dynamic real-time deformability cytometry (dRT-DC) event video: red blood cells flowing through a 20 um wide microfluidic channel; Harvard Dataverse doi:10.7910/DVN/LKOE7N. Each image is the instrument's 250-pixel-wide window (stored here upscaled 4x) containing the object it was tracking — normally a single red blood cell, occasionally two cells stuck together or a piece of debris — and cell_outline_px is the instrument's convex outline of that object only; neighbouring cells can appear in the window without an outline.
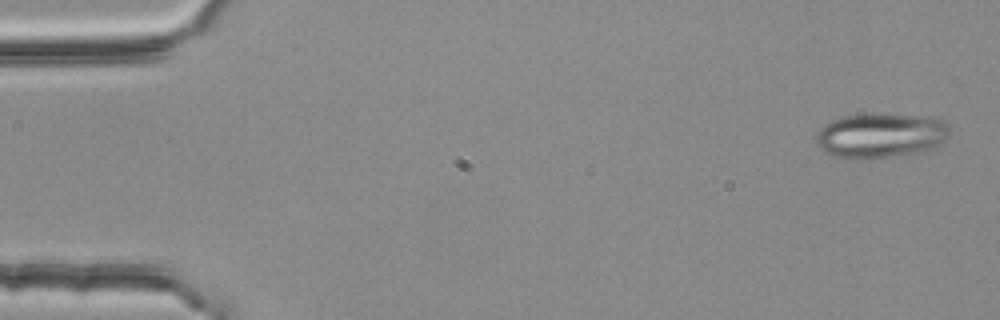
{"species": "common noctule bat (a hibernating species)", "species_latin": "Nyctalus noctula", "temperature_condition": "room temperature", "stored_images_in_passage": 4, "camera_frame_rate_fps": 3000, "um_per_image_px": 0.085, "animal": {"sex": "female", "body_mass_g": 25.1}, "frame": {"image": 1, "passage_image": 1, "time_ms": 0.0, "image_size_px": [1000, 320], "cell_outline_px": [[948, 136], [944, 140], [928, 152], [868, 160], [848, 160], [832, 156], [824, 152], [816, 144], [816, 132], [820, 128], [832, 120], [844, 116], [924, 116], [944, 120], [948, 124]], "centroid_in_image_um": [74.83, 11.6], "position_along_channel_um": 10.2, "area_um2": 34.97}}